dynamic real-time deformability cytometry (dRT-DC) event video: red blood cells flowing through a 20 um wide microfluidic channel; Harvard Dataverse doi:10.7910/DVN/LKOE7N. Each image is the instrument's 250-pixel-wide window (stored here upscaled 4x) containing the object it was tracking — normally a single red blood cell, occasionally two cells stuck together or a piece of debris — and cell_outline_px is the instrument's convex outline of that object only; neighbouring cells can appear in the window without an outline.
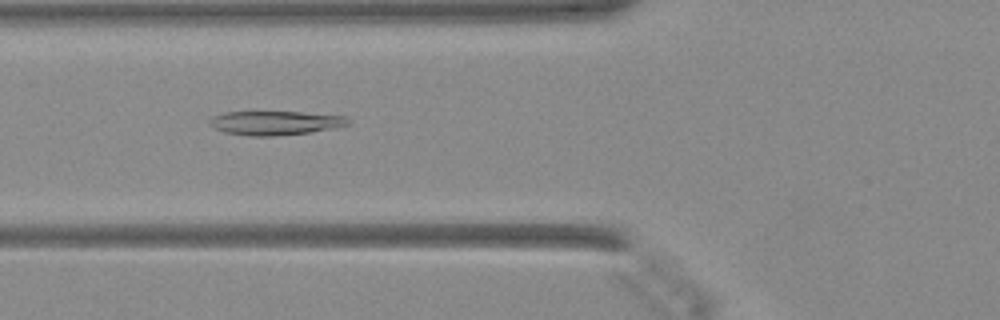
{"species": "Egyptian fruit bat (a non-hibernating species)", "species_latin": "Rousettus aegyptiacus", "temperature_condition": "warm", "stored_images_in_passage": 30, "camera_frame_rate_fps": 3000, "um_per_image_px": 0.085, "animal": {"sex": "female"}, "frame": {"image": 1, "passage_image": 3, "time_ms": 0.667, "image_size_px": [1000, 320], "cell_outline_px": [[348, 124], [336, 128], [312, 132], [272, 136], [248, 136], [224, 132], [216, 128], [212, 124], [212, 116], [224, 112], [300, 112], [344, 116], [348, 120]], "centroid_in_image_um": [23.41, 10.45], "position_along_channel_um": 102.4, "area_um2": 19.13}}
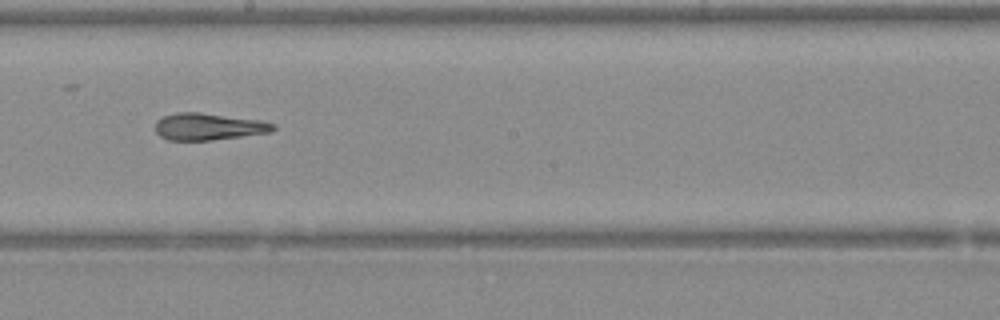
{"frame": {"image": 2, "passage_image": 12, "time_ms": 3.667, "image_size_px": [1000, 320], "cell_outline_px": [[276, 128], [272, 132], [208, 140], [168, 140], [160, 136], [156, 132], [156, 120], [164, 116], [176, 112], [200, 112], [260, 120], [276, 124]], "centroid_in_image_um": [17.72, 10.75], "position_along_channel_um": 230.5, "area_um2": 18.44}}
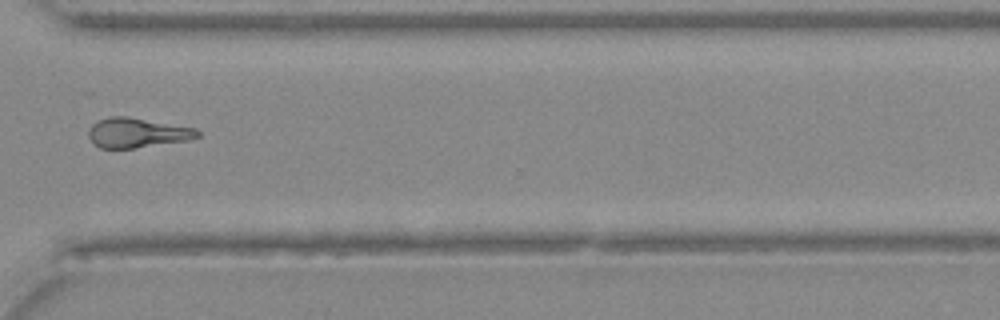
{"frame": {"image": 3, "passage_image": 21, "time_ms": 6.667, "image_size_px": [1000, 320], "cell_outline_px": [[200, 136], [192, 140], [132, 148], [100, 148], [88, 136], [88, 132], [92, 124], [96, 120], [108, 116], [128, 116], [196, 128], [200, 132]], "centroid_in_image_um": [11.68, 11.27], "position_along_channel_um": 358.9, "area_um2": 19.02}}